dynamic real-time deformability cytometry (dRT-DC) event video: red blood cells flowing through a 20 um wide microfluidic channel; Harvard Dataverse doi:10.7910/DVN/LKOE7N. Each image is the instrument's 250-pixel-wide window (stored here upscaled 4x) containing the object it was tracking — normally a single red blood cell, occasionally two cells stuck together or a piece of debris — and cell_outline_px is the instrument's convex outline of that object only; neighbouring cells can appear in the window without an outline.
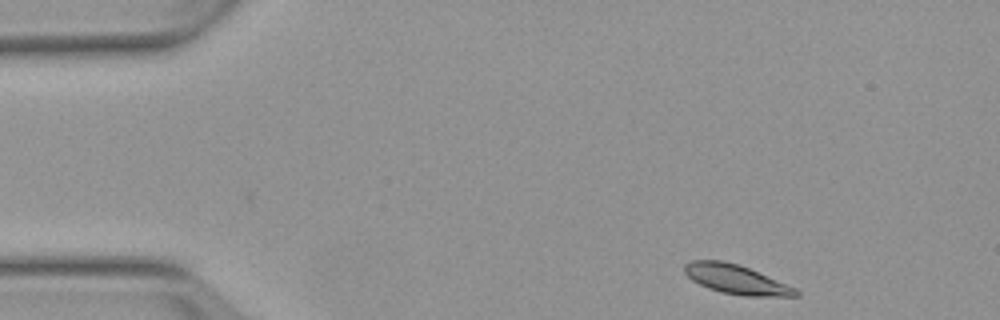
{"species": "Egyptian fruit bat (a non-hibernating species)", "species_latin": "Rousettus aegyptiacus", "temperature_condition": "warm", "stored_images_in_passage": 14, "camera_frame_rate_fps": 3000, "um_per_image_px": 0.085, "animal": {"sex": "female"}, "frame": {"image": 1, "passage_image": 1, "time_ms": 0.0, "image_size_px": [1000, 320], "cell_outline_px": [[800, 296], [744, 296], [720, 292], [708, 288], [692, 280], [684, 272], [684, 264], [692, 260], [724, 260], [740, 264], [796, 288], [800, 292]], "centroid_in_image_um": [62.57, 23.74], "position_along_channel_um": 22.4, "area_um2": 19.07}}
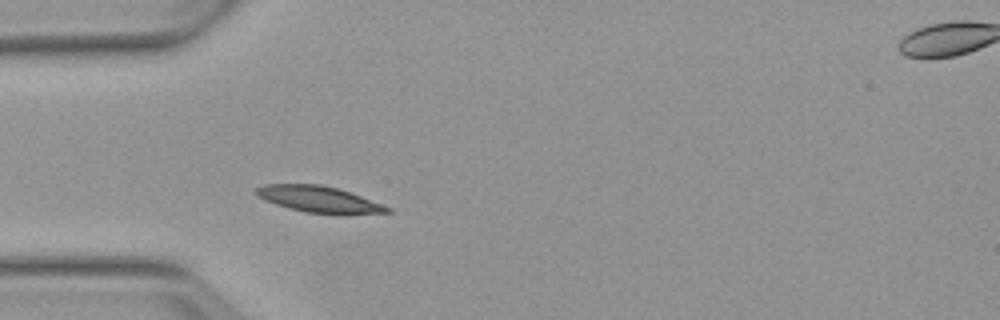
{"frame": {"image": 2, "passage_image": 10, "time_ms": 3.0, "image_size_px": [1000, 320], "cell_outline_px": [[392, 212], [348, 216], [340, 216], [304, 212], [288, 208], [264, 200], [256, 196], [252, 192], [256, 188], [264, 184], [320, 184], [336, 188], [360, 196], [392, 208]], "centroid_in_image_um": [27.12, 16.98], "position_along_channel_um": 57.9, "area_um2": 20.69}}
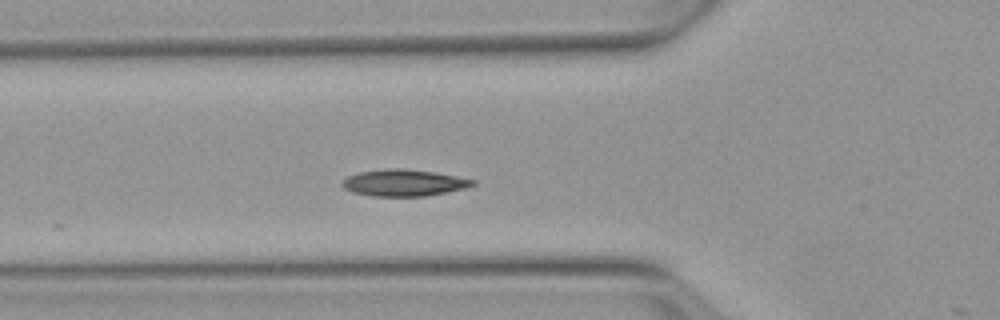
{"frame": {"image": 3, "passage_image": 13, "time_ms": 4.0, "image_size_px": [1000, 320], "cell_outline_px": [[476, 184], [464, 188], [424, 196], [372, 196], [352, 192], [344, 188], [340, 184], [348, 176], [360, 172], [392, 168], [400, 168], [432, 172], [476, 180]], "centroid_in_image_um": [34.29, 15.54], "position_along_channel_um": 91.5, "area_um2": 19.88}}